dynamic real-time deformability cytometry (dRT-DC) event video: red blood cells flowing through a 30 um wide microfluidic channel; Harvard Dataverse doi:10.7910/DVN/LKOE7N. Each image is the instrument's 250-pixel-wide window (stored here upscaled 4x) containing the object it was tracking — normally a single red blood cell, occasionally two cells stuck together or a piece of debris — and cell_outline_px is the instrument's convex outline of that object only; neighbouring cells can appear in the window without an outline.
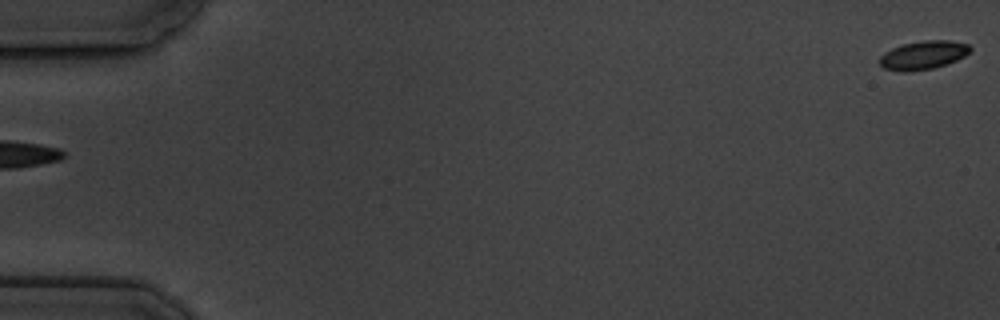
{"species": "common noctule bat (a hibernating species)", "species_latin": "Nyctalus noctula", "temperature_condition": "cold", "stored_images_in_passage": 7, "segment_of_instrument_passage": [2, 2], "camera_frame_rate_fps": 3000, "um_per_image_px": 0.085, "animal": {"sex": "male", "body_mass_g": 19.5, "forearm_length_mm": 54.6}, "frame": {"image": 1, "passage_image": 7, "time_ms": 6.667, "image_size_px": [1000, 320], "cell_outline_px": [[972, 48], [964, 56], [956, 60], [932, 68], [908, 72], [904, 72], [884, 68], [880, 64], [880, 56], [884, 52], [892, 48], [904, 44], [924, 40], [948, 40], [968, 44]], "centroid_in_image_um": [78.46, 4.68], "position_along_channel_um": 6.5, "area_um2": 14.85}}